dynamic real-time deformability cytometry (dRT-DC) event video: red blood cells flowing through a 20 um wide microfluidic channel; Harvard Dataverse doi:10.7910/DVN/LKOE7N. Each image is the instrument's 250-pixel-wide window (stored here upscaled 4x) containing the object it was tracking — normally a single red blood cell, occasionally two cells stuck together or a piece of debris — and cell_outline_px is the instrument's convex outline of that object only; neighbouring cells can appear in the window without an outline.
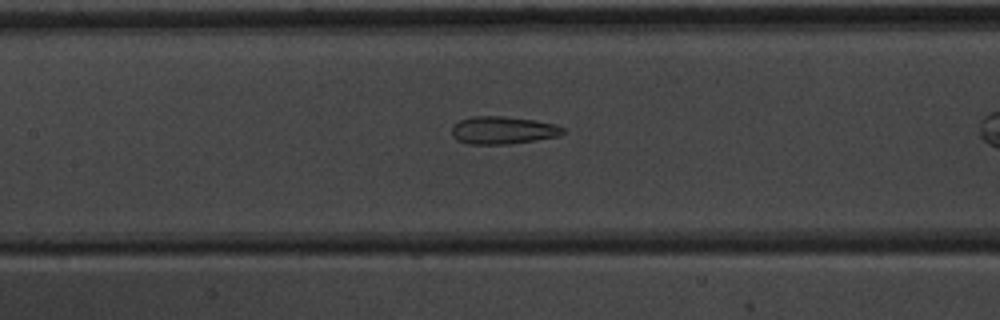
{"species": "common noctule bat (a hibernating species)", "species_latin": "Nyctalus noctula", "temperature_condition": "warm", "stored_images_in_passage": 39, "segment_of_instrument_passage": [1, 2], "camera_frame_rate_fps": 3000, "um_per_image_px": 0.085, "animal": {"sex": "male", "body_mass_g": 20.1, "forearm_length_mm": 53.5}, "frame": {"image": 1, "passage_image": 22, "time_ms": 7.0, "image_size_px": [1000, 320], "cell_outline_px": [[568, 132], [560, 136], [536, 140], [508, 144], [468, 144], [456, 140], [452, 136], [452, 128], [460, 120], [472, 116], [504, 116], [536, 120], [556, 124], [568, 128]], "centroid_in_image_um": [42.83, 11.07], "position_along_channel_um": 164.6, "area_um2": 18.26}}
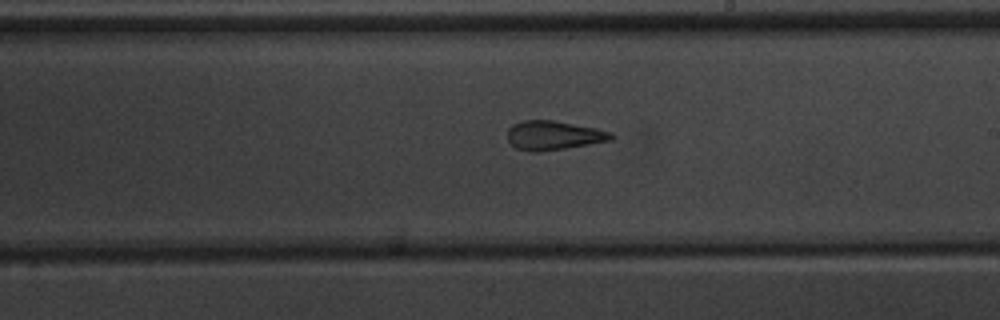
{"frame": {"image": 2, "passage_image": 28, "time_ms": 9.0, "image_size_px": [1000, 320], "cell_outline_px": [[616, 136], [612, 140], [540, 152], [528, 152], [516, 148], [508, 140], [508, 128], [512, 124], [524, 120], [552, 120], [596, 128], [612, 132]], "centroid_in_image_um": [47.05, 11.51], "position_along_channel_um": 241.9, "area_um2": 17.63}}
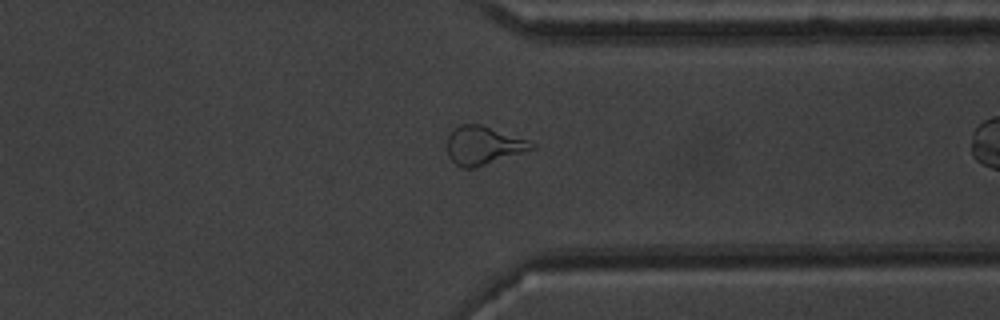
{"frame": {"image": 3, "passage_image": 38, "time_ms": 12.333, "image_size_px": [1000, 320], "cell_outline_px": [[536, 148], [476, 168], [460, 168], [448, 156], [448, 136], [460, 124], [480, 124], [528, 140], [536, 144]], "centroid_in_image_um": [41.1, 12.38], "position_along_channel_um": 370.3, "area_um2": 18.79}}